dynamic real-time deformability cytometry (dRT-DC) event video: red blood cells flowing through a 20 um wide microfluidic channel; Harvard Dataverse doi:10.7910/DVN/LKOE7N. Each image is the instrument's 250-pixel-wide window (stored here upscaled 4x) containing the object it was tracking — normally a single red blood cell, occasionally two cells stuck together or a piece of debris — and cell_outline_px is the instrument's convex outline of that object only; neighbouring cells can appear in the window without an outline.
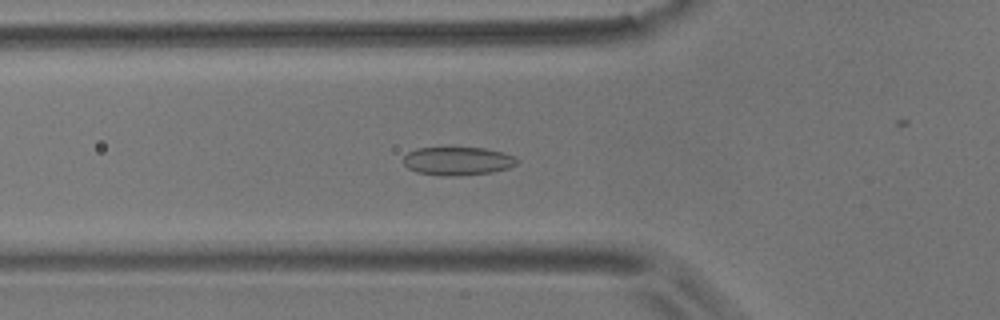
{"species": "common noctule bat (a hibernating species)", "species_latin": "Nyctalus noctula", "temperature_condition": "room temperature", "stored_images_in_passage": 58, "camera_frame_rate_fps": 3000, "um_per_image_px": 0.085, "animal": {"sex": "male", "body_mass_g": 17.9}, "frame": {"image": 1, "passage_image": 20, "time_ms": 6.333, "image_size_px": [1000, 320], "cell_outline_px": [[520, 160], [516, 164], [508, 168], [492, 172], [460, 176], [440, 176], [416, 172], [408, 168], [404, 164], [404, 156], [408, 152], [416, 148], [484, 148], [504, 152], [516, 156]], "centroid_in_image_um": [38.93, 13.69], "position_along_channel_um": 86.9, "area_um2": 18.96}}
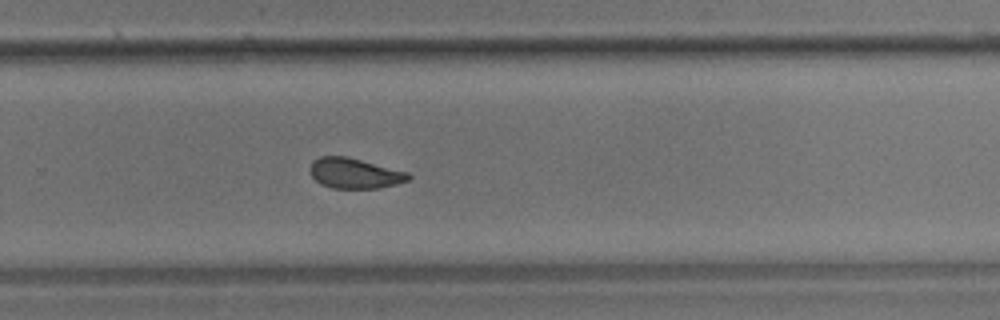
{"frame": {"image": 2, "passage_image": 38, "time_ms": 12.333, "image_size_px": [1000, 320], "cell_outline_px": [[412, 176], [408, 180], [396, 184], [380, 188], [332, 188], [320, 184], [312, 176], [308, 168], [312, 160], [320, 156], [348, 156], [408, 172]], "centroid_in_image_um": [30.12, 14.72], "position_along_channel_um": 299.7, "area_um2": 17.57}}
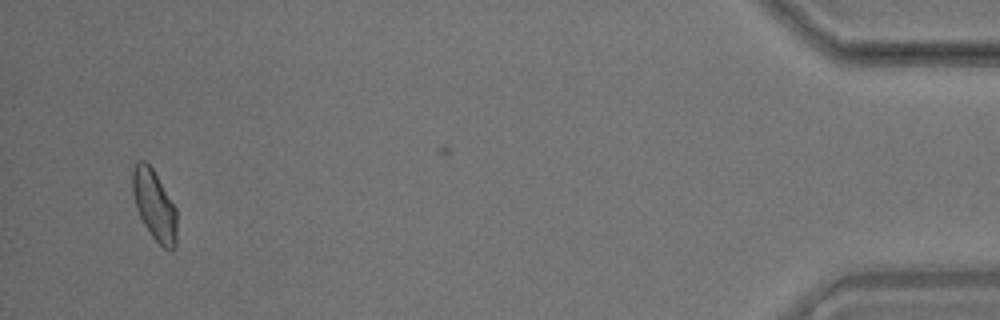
{"frame": {"image": 3, "passage_image": 55, "time_ms": 18.0, "image_size_px": [1000, 320], "cell_outline_px": [[176, 248], [172, 252], [168, 252], [152, 236], [144, 224], [136, 208], [132, 192], [132, 168], [140, 160], [144, 160], [152, 168], [176, 208]], "centroid_in_image_um": [13.12, 17.47], "position_along_channel_um": 422.1, "area_um2": 18.09}, "authors_computed_cell_mechanics": {"area_um2": 18.2648, "velocity_mm_per_s": 3.5424, "shape_relaxation_time_tau1_ms": null, "shape_relaxation_time_tau2_ms": 1.9608, "deformation_change_tau1": null, "deformation_change_tau2": 0.0791}}